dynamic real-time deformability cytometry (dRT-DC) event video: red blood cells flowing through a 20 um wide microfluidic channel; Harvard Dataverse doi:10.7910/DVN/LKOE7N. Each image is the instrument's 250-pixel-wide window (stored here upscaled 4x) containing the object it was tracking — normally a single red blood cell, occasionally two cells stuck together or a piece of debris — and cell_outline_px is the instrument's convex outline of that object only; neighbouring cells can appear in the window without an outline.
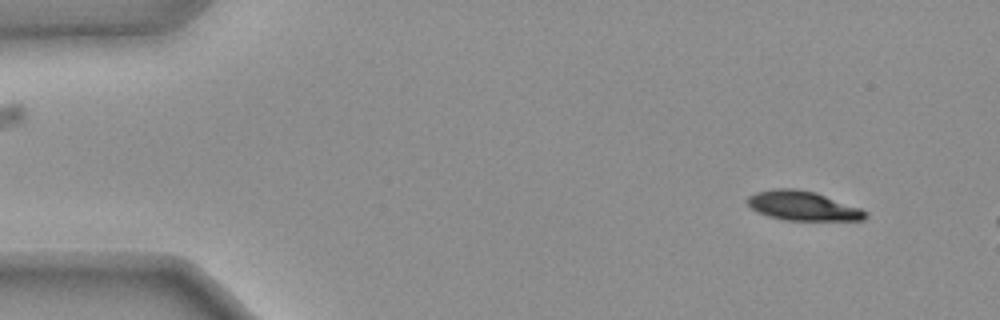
{"species": "common noctule bat (a hibernating species)", "species_latin": "Nyctalus noctula", "temperature_condition": "warm", "stored_images_in_passage": 11, "camera_frame_rate_fps": 3000, "um_per_image_px": 0.085, "animal": {"sex": "female", "body_mass_g": 25.1}, "frame": {"image": 1, "passage_image": 4, "time_ms": 1.0, "image_size_px": [1000, 320], "cell_outline_px": [[868, 216], [864, 220], [780, 220], [756, 212], [744, 200], [748, 196], [756, 192], [776, 188], [796, 188], [816, 192], [860, 208], [868, 212]], "centroid_in_image_um": [68.21, 17.49], "position_along_channel_um": 16.8, "area_um2": 20.4}}